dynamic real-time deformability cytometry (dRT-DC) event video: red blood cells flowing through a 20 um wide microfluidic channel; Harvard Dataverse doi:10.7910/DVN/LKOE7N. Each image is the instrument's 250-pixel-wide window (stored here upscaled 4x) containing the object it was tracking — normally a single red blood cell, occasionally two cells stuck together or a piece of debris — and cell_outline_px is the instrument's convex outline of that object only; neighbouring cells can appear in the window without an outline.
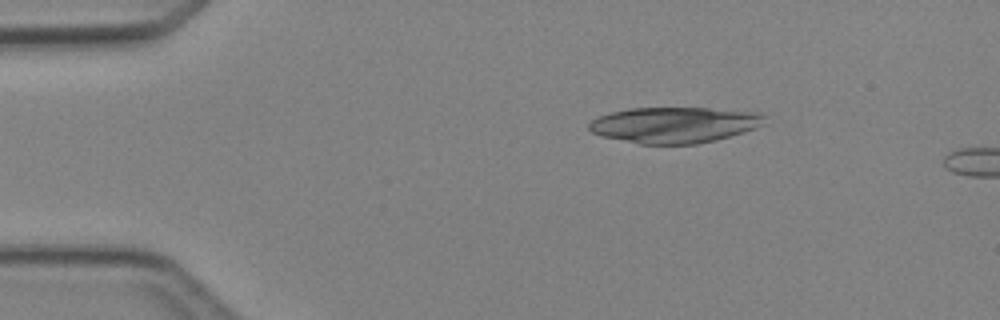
{"species": "Egyptian fruit bat (a non-hibernating species)", "species_latin": "Rousettus aegyptiacus", "temperature_condition": "cold", "stored_images_in_passage": 3, "camera_frame_rate_fps": 3000, "um_per_image_px": 0.085, "animal": {"sex": "female"}, "frame": {"image": 1, "passage_image": 2, "time_ms": 2.0, "image_size_px": [1000, 320], "cell_outline_px": [[768, 116], [764, 124], [756, 128], [744, 132], [716, 140], [696, 144], [640, 144], [600, 136], [592, 132], [588, 128], [588, 124], [592, 120], [600, 116], [612, 112], [632, 108], [708, 108], [764, 112]], "centroid_in_image_um": [57.39, 10.61], "position_along_channel_um": 27.6, "area_um2": 37.05}}